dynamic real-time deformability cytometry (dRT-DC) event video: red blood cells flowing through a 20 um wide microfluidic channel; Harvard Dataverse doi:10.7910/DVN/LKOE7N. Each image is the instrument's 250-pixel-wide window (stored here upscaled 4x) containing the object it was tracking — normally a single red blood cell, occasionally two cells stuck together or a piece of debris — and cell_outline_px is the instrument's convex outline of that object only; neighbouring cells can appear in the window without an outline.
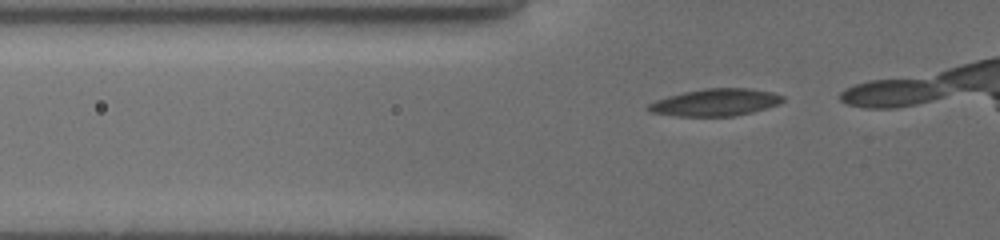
{"species": "common noctule bat (a hibernating species)", "species_latin": "Nyctalus noctula", "temperature_condition": "cold", "stored_images_in_passage": 8, "camera_frame_rate_fps": 3000, "um_per_image_px": 0.085, "animal": {"sex": "female", "body_mass_g": 19.5, "forearm_length_mm": 54.1}, "frame": {"image": 1, "passage_image": 2, "time_ms": 0.333, "image_size_px": [1000, 240], "cell_outline_px": [[784, 100], [776, 104], [752, 112], [732, 116], [676, 116], [648, 112], [644, 108], [648, 104], [656, 100], [668, 96], [684, 92], [704, 88], [748, 88], [772, 92], [784, 96]], "centroid_in_image_um": [60.75, 8.7], "position_along_channel_um": 65.1, "area_um2": 21.21}}
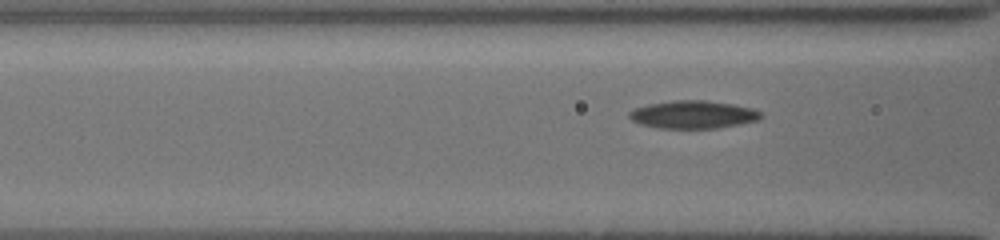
{"frame": {"image": 2, "passage_image": 6, "time_ms": 1.667, "image_size_px": [1000, 240], "cell_outline_px": [[764, 116], [760, 120], [740, 124], [716, 128], [660, 128], [640, 124], [632, 120], [628, 116], [628, 112], [636, 108], [648, 104], [676, 100], [704, 100], [732, 104], [752, 108], [760, 112]], "centroid_in_image_um": [58.93, 9.74], "position_along_channel_um": 107.7, "area_um2": 21.33}}